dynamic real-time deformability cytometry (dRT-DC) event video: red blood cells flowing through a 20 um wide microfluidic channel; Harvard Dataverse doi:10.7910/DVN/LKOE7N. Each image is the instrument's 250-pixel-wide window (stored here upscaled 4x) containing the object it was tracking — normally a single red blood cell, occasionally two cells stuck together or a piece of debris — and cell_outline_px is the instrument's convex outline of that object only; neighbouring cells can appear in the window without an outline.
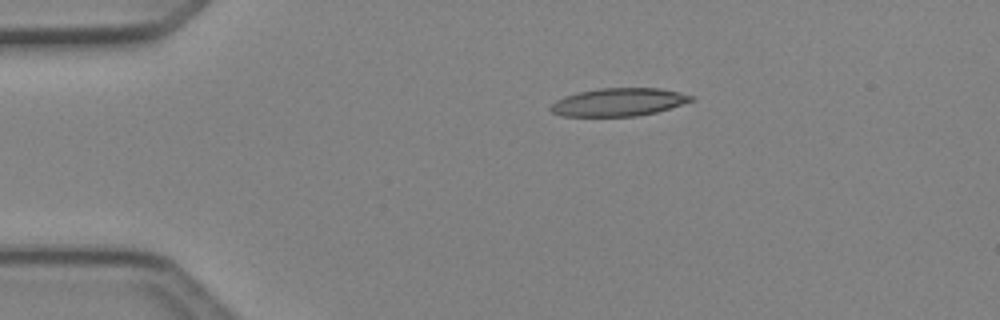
{"species": "Egyptian fruit bat (a non-hibernating species)", "species_latin": "Rousettus aegyptiacus", "temperature_condition": "cold", "stored_images_in_passage": 5, "camera_frame_rate_fps": 3000, "um_per_image_px": 0.085, "animal": {"sex": "female"}, "frame": {"image": 1, "passage_image": 5, "time_ms": 1.333, "image_size_px": [1000, 320], "cell_outline_px": [[696, 100], [656, 112], [636, 116], [564, 116], [552, 112], [548, 108], [556, 100], [564, 96], [596, 88], [660, 88], [680, 92], [696, 96]], "centroid_in_image_um": [52.62, 8.67], "position_along_channel_um": 32.4, "area_um2": 23.0}}